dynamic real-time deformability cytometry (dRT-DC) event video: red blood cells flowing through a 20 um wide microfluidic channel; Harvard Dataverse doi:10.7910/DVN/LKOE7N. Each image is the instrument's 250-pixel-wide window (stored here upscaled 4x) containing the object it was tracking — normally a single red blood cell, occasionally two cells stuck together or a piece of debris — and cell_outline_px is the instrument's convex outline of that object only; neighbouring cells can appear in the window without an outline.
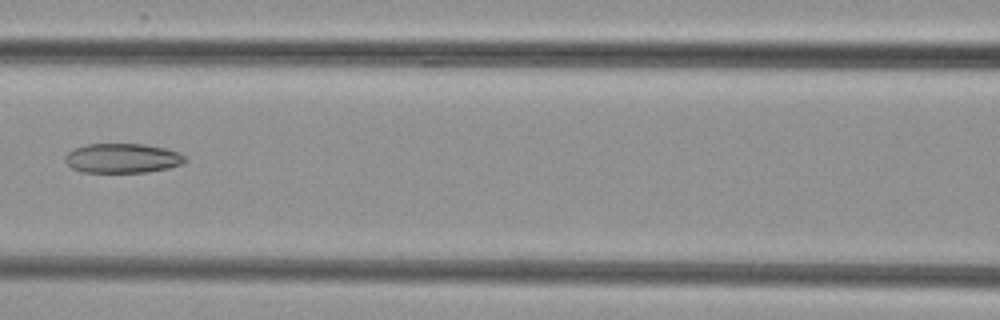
{"species": "common noctule bat (a hibernating species)", "species_latin": "Nyctalus noctula", "temperature_condition": "cold", "stored_images_in_passage": 7, "camera_frame_rate_fps": 3000, "um_per_image_px": 0.085, "animal": {"sex": "female", "body_mass_g": 29.2, "forearm_length_mm": 56.3}, "frame": {"image": 1, "passage_image": 7, "time_ms": 7.0, "image_size_px": [1000, 320], "cell_outline_px": [[184, 160], [180, 164], [168, 168], [144, 172], [80, 172], [72, 168], [64, 160], [64, 156], [72, 148], [88, 144], [144, 144], [164, 148], [180, 152], [184, 156]], "centroid_in_image_um": [10.35, 13.44], "position_along_channel_um": 156.3, "area_um2": 20.58}}